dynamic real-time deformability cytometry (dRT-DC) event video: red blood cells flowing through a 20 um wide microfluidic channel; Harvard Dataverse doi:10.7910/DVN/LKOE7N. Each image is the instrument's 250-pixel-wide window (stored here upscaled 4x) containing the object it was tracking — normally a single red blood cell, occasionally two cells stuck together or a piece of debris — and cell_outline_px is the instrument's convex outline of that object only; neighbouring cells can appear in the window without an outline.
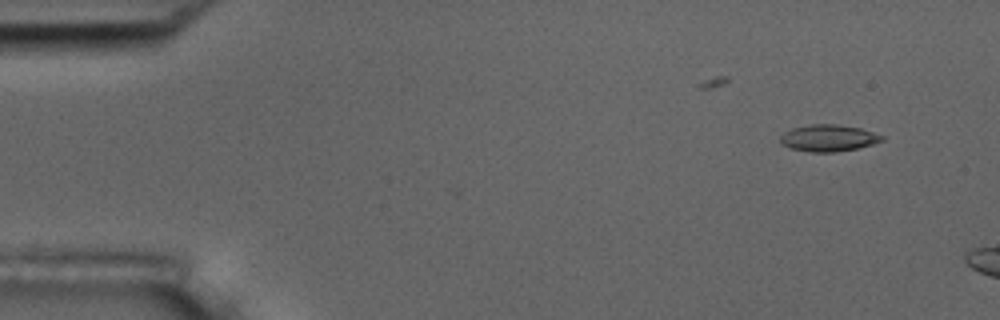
{"species": "common noctule bat (a hibernating species)", "species_latin": "Nyctalus noctula", "temperature_condition": "room temperature", "stored_images_in_passage": 3, "camera_frame_rate_fps": 3000, "um_per_image_px": 0.085, "animal": {"sex": "male", "body_mass_g": 17.5, "forearm_length_mm": 52.3}, "frame": {"image": 1, "passage_image": 1, "time_ms": 0.0, "image_size_px": [1000, 320], "cell_outline_px": [[884, 140], [872, 144], [856, 148], [836, 152], [808, 152], [792, 148], [784, 144], [780, 140], [780, 136], [784, 132], [792, 128], [812, 124], [836, 124], [860, 128], [884, 136]], "centroid_in_image_um": [70.42, 11.73], "position_along_channel_um": 14.6, "area_um2": 15.66}}